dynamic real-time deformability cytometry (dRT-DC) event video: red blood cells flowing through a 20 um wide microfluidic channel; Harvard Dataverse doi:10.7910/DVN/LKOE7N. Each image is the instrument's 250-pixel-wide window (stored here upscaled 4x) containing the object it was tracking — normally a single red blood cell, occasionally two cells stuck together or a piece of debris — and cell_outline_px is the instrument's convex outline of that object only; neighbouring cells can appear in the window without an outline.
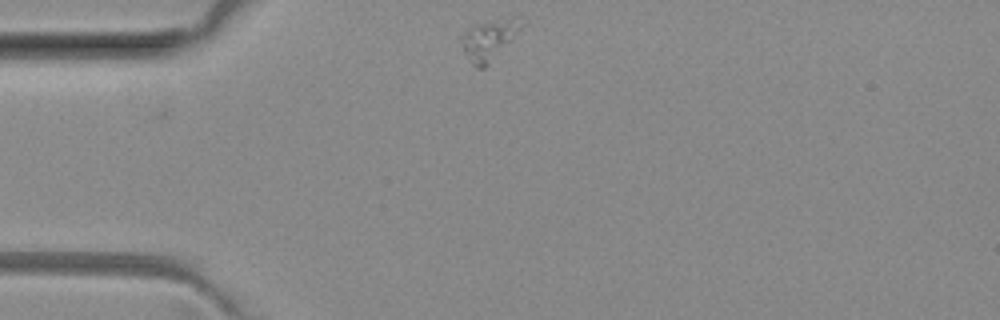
{"species": "common noctule bat (a hibernating species)", "species_latin": "Nyctalus noctula", "temperature_condition": "room temperature", "stored_images_in_passage": 31, "camera_frame_rate_fps": 3000, "um_per_image_px": 0.085, "animal": {"sex": "female", "body_mass_g": 29.2, "forearm_length_mm": 56.3}, "frame": {"image": 1, "passage_image": 1, "time_ms": 0.0, "image_size_px": [1000, 320], "cell_outline_px": [[528, 20], [488, 64], [484, 68], [476, 68], [472, 64], [464, 52], [460, 44], [460, 36], [468, 28], [476, 24], [512, 16], [516, 16]], "centroid_in_image_um": [41.57, 3.32], "position_along_channel_um": 43.4, "area_um2": 14.05}}
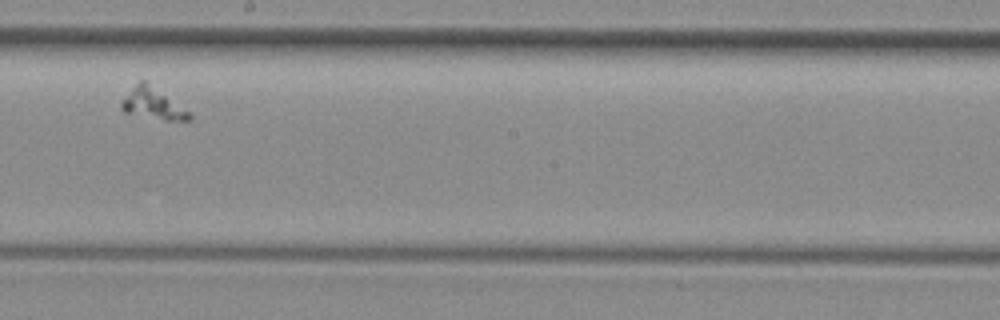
{"frame": {"image": 2, "passage_image": 18, "time_ms": 5.667, "image_size_px": [1000, 320], "cell_outline_px": [[192, 116], [188, 120], [164, 120], [124, 112], [120, 108], [120, 104], [132, 88], [140, 80], [144, 80], [192, 112]], "centroid_in_image_um": [13.02, 8.82], "position_along_channel_um": 235.2, "area_um2": 12.14}}
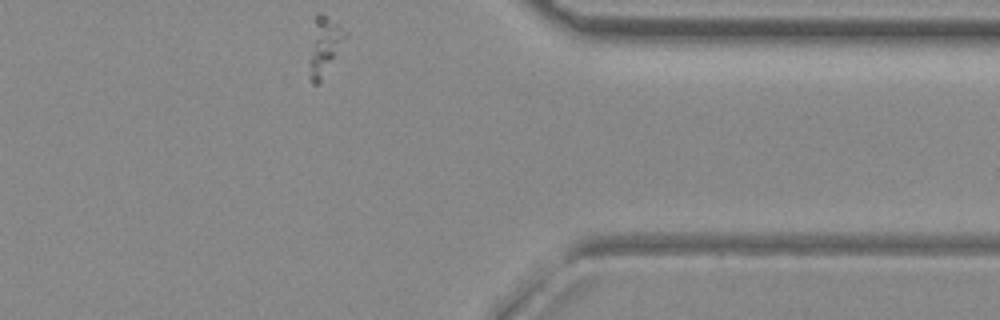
{"frame": {"image": 3, "passage_image": 31, "time_ms": 10.0, "image_size_px": [1000, 320], "cell_outline_px": [[348, 36], [320, 84], [312, 84], [308, 76], [308, 60], [316, 16], [320, 12], [348, 32]], "centroid_in_image_um": [27.57, 4.01], "position_along_channel_um": 383.8, "area_um2": 12.25}}